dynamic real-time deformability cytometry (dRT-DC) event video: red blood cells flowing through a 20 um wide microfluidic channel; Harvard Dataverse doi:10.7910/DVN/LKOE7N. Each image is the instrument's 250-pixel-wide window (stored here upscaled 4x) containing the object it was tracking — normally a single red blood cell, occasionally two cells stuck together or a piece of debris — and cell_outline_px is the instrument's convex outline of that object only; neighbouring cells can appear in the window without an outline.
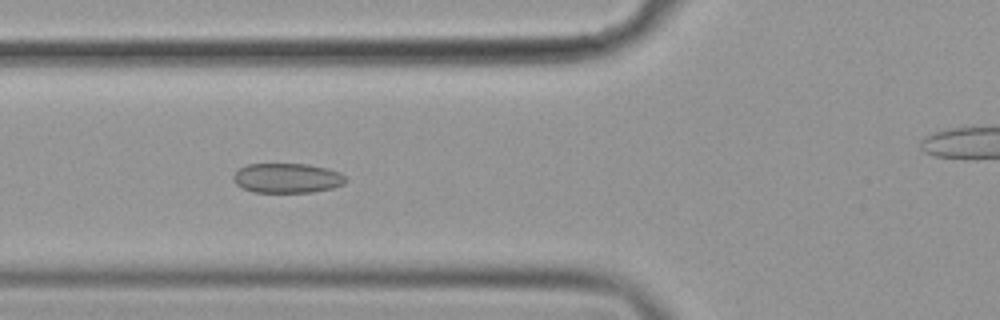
{"species": "common noctule bat (a hibernating species)", "species_latin": "Nyctalus noctula", "temperature_condition": "cold", "stored_images_in_passage": 58, "camera_frame_rate_fps": 3000, "um_per_image_px": 0.085, "animal": {"sex": "female", "body_mass_g": 19.9}, "frame": {"image": 1, "passage_image": 22, "time_ms": 7.0, "image_size_px": [1000, 320], "cell_outline_px": [[348, 180], [344, 184], [332, 188], [312, 192], [252, 192], [236, 184], [232, 180], [232, 176], [240, 168], [248, 164], [308, 164], [328, 168], [340, 172]], "centroid_in_image_um": [24.42, 15.13], "position_along_channel_um": 101.4, "area_um2": 19.54}}
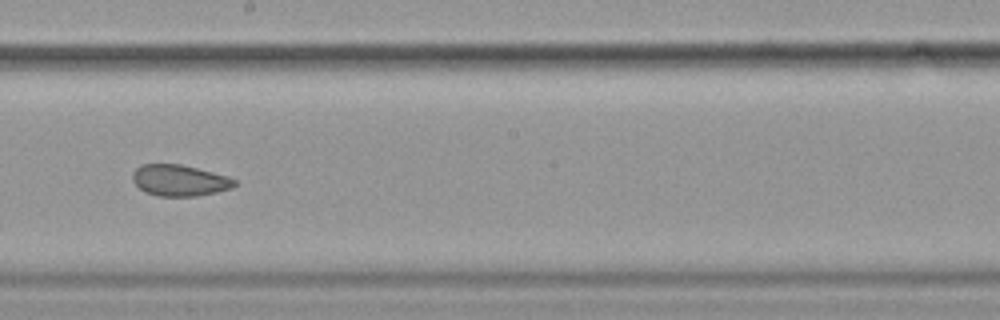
{"frame": {"image": 2, "passage_image": 33, "time_ms": 10.667, "image_size_px": [1000, 320], "cell_outline_px": [[236, 184], [232, 188], [216, 192], [196, 196], [156, 196], [144, 192], [132, 180], [132, 172], [140, 164], [180, 164], [228, 176], [236, 180]], "centroid_in_image_um": [15.23, 15.33], "position_along_channel_um": 233.0, "area_um2": 18.61}}
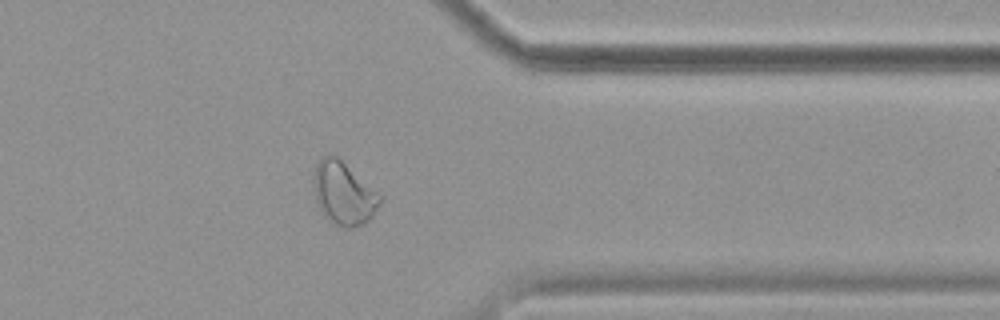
{"frame": {"image": 3, "passage_image": 46, "time_ms": 15.0, "image_size_px": [1000, 320], "cell_outline_px": [[380, 204], [372, 216], [364, 224], [348, 228], [344, 228], [332, 224], [320, 212], [316, 200], [312, 176], [316, 164], [324, 156], [336, 156], [380, 196]], "centroid_in_image_um": [29.15, 16.49], "position_along_channel_um": 382.3, "area_um2": 23.81}, "authors_computed_cell_mechanics": {"area_um2": 22.1085, "velocity_mm_per_s": 3.5933, "shape_relaxation_time_tau1_ms": null, "shape_relaxation_time_tau2_ms": 1.8141, "deformation_change_tau1": null, "deformation_change_tau2": 0.0707}}